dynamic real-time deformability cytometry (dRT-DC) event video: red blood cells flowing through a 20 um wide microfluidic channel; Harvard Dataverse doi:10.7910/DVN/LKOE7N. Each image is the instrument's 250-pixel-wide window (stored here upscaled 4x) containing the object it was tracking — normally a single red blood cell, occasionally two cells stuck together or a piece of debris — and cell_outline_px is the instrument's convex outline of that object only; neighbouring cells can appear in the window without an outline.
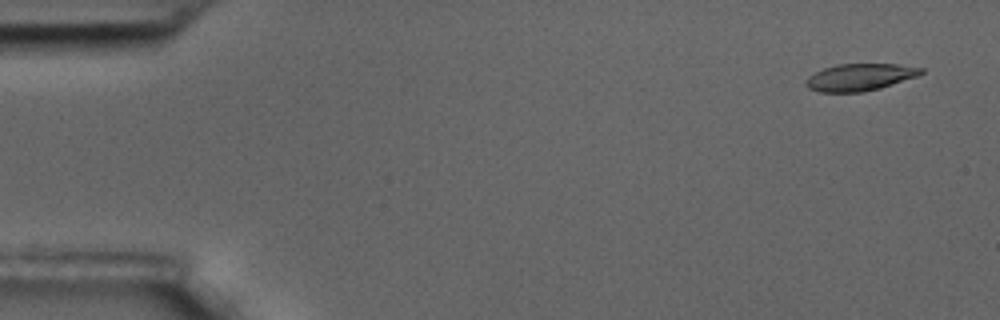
{"species": "common noctule bat (a hibernating species)", "species_latin": "Nyctalus noctula", "temperature_condition": "room temperature", "stored_images_in_passage": 58, "camera_frame_rate_fps": 3000, "um_per_image_px": 0.085, "animal": {"sex": "male", "body_mass_g": 17.5, "forearm_length_mm": 52.3}, "frame": {"image": 1, "passage_image": 3, "time_ms": 0.667, "image_size_px": [1000, 320], "cell_outline_px": [[924, 72], [916, 76], [880, 88], [864, 92], [820, 92], [808, 88], [804, 84], [804, 80], [808, 76], [824, 68], [836, 64], [896, 64], [924, 68]], "centroid_in_image_um": [73.04, 6.56], "position_along_channel_um": 12.0, "area_um2": 18.15}}
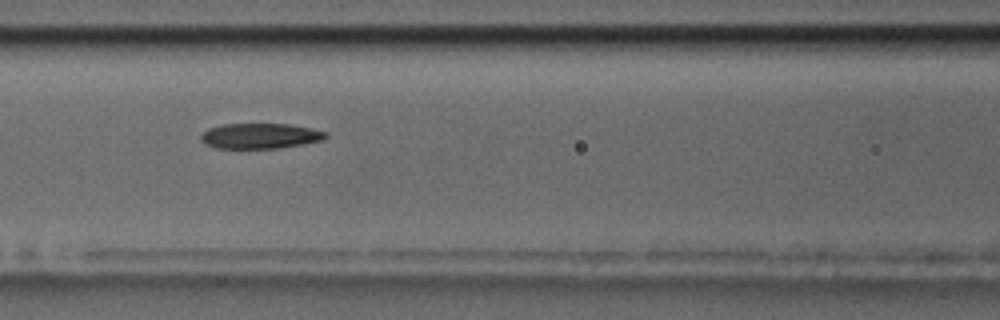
{"frame": {"image": 2, "passage_image": 25, "time_ms": 8.0, "image_size_px": [1000, 320], "cell_outline_px": [[328, 136], [324, 140], [304, 144], [280, 148], [216, 148], [204, 144], [200, 140], [200, 136], [208, 128], [224, 124], [288, 124], [328, 132]], "centroid_in_image_um": [22.11, 11.56], "position_along_channel_um": 144.5, "area_um2": 18.5}}
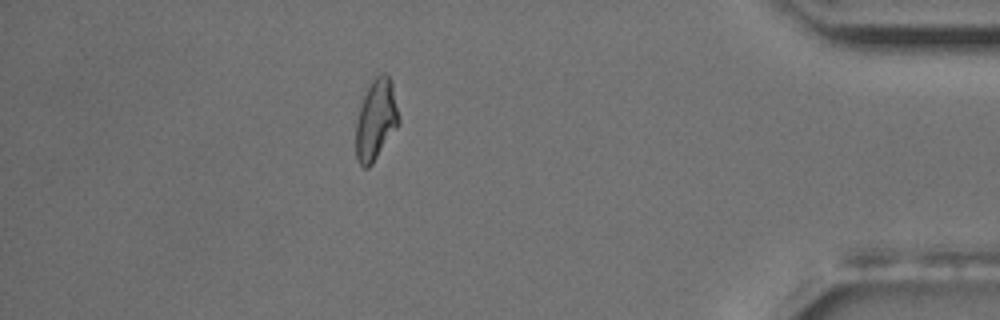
{"frame": {"image": 3, "passage_image": 51, "time_ms": 16.667, "image_size_px": [1000, 320], "cell_outline_px": [[400, 124], [372, 164], [368, 168], [364, 168], [356, 160], [356, 120], [360, 104], [368, 84], [376, 76], [384, 72], [392, 80], [400, 116]], "centroid_in_image_um": [31.97, 10.16], "position_along_channel_um": 403.2, "area_um2": 20.63}, "authors_computed_cell_mechanics": {"area_um2": 19.4786, "velocity_mm_per_s": 3.4826, "shape_relaxation_time_tau1_ms": 4.8858, "shape_relaxation_time_tau2_ms": 3.0614, "deformation_change_tau1": 0.1635, "deformation_change_tau2": 0.102}}